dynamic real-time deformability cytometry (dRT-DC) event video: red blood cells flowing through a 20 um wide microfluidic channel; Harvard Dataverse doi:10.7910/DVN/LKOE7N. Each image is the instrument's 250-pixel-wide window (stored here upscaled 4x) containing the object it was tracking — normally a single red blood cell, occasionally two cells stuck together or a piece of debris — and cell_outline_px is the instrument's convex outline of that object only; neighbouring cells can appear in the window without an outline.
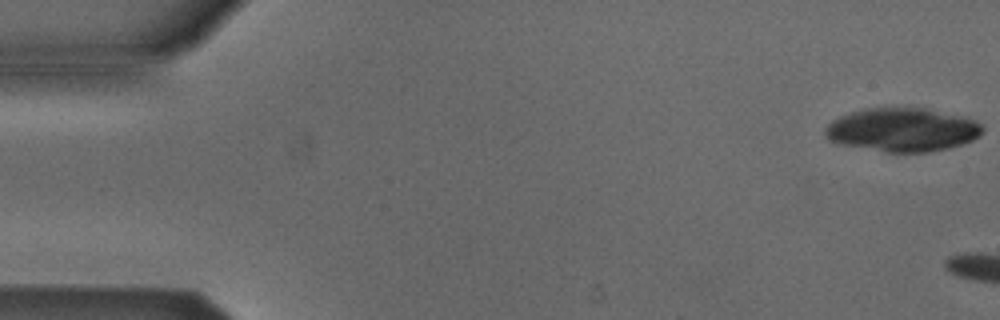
{"species": "Egyptian fruit bat (a non-hibernating species)", "species_latin": "Rousettus aegyptiacus", "temperature_condition": "cold", "stored_images_in_passage": 4, "camera_frame_rate_fps": 3000, "um_per_image_px": 0.085, "animal": {"sex": "male"}, "frame": {"image": 1, "passage_image": 1, "time_ms": 0.0, "image_size_px": [1000, 320], "cell_outline_px": [[984, 132], [980, 136], [972, 140], [948, 148], [928, 152], [884, 152], [840, 144], [828, 140], [824, 136], [824, 128], [832, 120], [840, 116], [864, 108], [924, 108], [968, 116], [976, 120], [984, 128]], "centroid_in_image_um": [76.72, 11.03], "position_along_channel_um": 8.3, "area_um2": 40.34}}